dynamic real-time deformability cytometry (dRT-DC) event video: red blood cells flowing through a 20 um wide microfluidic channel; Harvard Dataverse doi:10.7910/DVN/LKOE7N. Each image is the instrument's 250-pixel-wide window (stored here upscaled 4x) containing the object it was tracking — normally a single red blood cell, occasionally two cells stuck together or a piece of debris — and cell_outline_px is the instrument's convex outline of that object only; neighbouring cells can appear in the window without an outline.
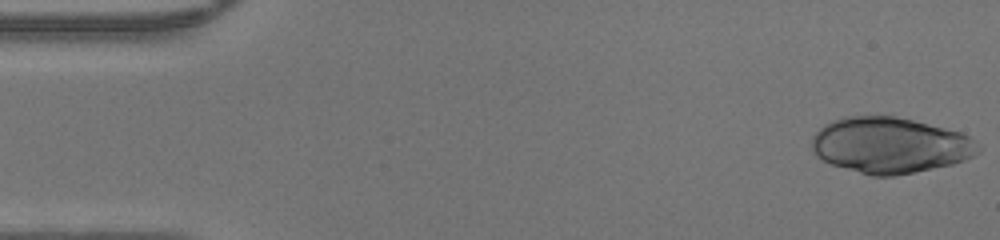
{"species": "human", "species_latin": "Homo sapiens", "temperature_condition": "warm", "stored_images_in_passage": 46, "camera_frame_rate_fps": 3000, "um_per_image_px": 0.085, "donor": {"sex": "male"}, "frame": {"image": 1, "passage_image": 1, "time_ms": 0.0, "image_size_px": [1000, 240], "cell_outline_px": [[980, 152], [964, 160], [952, 164], [892, 176], [872, 176], [832, 164], [816, 156], [812, 152], [812, 136], [824, 124], [840, 116], [892, 116], [912, 120], [960, 132], [968, 136], [980, 144]], "centroid_in_image_um": [75.63, 12.34], "position_along_channel_um": 9.4, "area_um2": 53.93}}